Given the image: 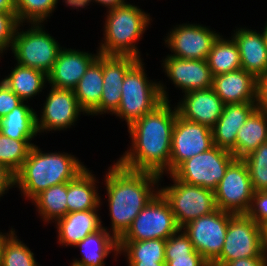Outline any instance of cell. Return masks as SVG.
I'll list each match as a JSON object with an SVG mask.
<instances>
[{"instance_id": "obj_47", "label": "cell", "mask_w": 267, "mask_h": 266, "mask_svg": "<svg viewBox=\"0 0 267 266\" xmlns=\"http://www.w3.org/2000/svg\"><path fill=\"white\" fill-rule=\"evenodd\" d=\"M10 231L8 232H1L0 230V262H1V256L3 253V247L5 242L7 241V239L15 232V228L13 229V227L11 226V229H9Z\"/></svg>"}, {"instance_id": "obj_33", "label": "cell", "mask_w": 267, "mask_h": 266, "mask_svg": "<svg viewBox=\"0 0 267 266\" xmlns=\"http://www.w3.org/2000/svg\"><path fill=\"white\" fill-rule=\"evenodd\" d=\"M165 244V239L118 241L119 255L125 256L127 263H165Z\"/></svg>"}, {"instance_id": "obj_29", "label": "cell", "mask_w": 267, "mask_h": 266, "mask_svg": "<svg viewBox=\"0 0 267 266\" xmlns=\"http://www.w3.org/2000/svg\"><path fill=\"white\" fill-rule=\"evenodd\" d=\"M23 101L4 117L0 118V133L16 140L33 141L38 135L36 111ZM33 139V140H32Z\"/></svg>"}, {"instance_id": "obj_46", "label": "cell", "mask_w": 267, "mask_h": 266, "mask_svg": "<svg viewBox=\"0 0 267 266\" xmlns=\"http://www.w3.org/2000/svg\"><path fill=\"white\" fill-rule=\"evenodd\" d=\"M0 12H16L14 0H0Z\"/></svg>"}, {"instance_id": "obj_34", "label": "cell", "mask_w": 267, "mask_h": 266, "mask_svg": "<svg viewBox=\"0 0 267 266\" xmlns=\"http://www.w3.org/2000/svg\"><path fill=\"white\" fill-rule=\"evenodd\" d=\"M20 24L46 23L57 8L59 0H14Z\"/></svg>"}, {"instance_id": "obj_9", "label": "cell", "mask_w": 267, "mask_h": 266, "mask_svg": "<svg viewBox=\"0 0 267 266\" xmlns=\"http://www.w3.org/2000/svg\"><path fill=\"white\" fill-rule=\"evenodd\" d=\"M235 159L231 151L214 146L185 160L171 174L184 183L214 191Z\"/></svg>"}, {"instance_id": "obj_26", "label": "cell", "mask_w": 267, "mask_h": 266, "mask_svg": "<svg viewBox=\"0 0 267 266\" xmlns=\"http://www.w3.org/2000/svg\"><path fill=\"white\" fill-rule=\"evenodd\" d=\"M103 90V54L89 65L74 89L80 108L90 116L100 105Z\"/></svg>"}, {"instance_id": "obj_1", "label": "cell", "mask_w": 267, "mask_h": 266, "mask_svg": "<svg viewBox=\"0 0 267 266\" xmlns=\"http://www.w3.org/2000/svg\"><path fill=\"white\" fill-rule=\"evenodd\" d=\"M163 101L128 127L131 145L117 163L131 171L170 174L171 142L177 117L176 106Z\"/></svg>"}, {"instance_id": "obj_48", "label": "cell", "mask_w": 267, "mask_h": 266, "mask_svg": "<svg viewBox=\"0 0 267 266\" xmlns=\"http://www.w3.org/2000/svg\"><path fill=\"white\" fill-rule=\"evenodd\" d=\"M264 251L267 254V223L262 226Z\"/></svg>"}, {"instance_id": "obj_25", "label": "cell", "mask_w": 267, "mask_h": 266, "mask_svg": "<svg viewBox=\"0 0 267 266\" xmlns=\"http://www.w3.org/2000/svg\"><path fill=\"white\" fill-rule=\"evenodd\" d=\"M97 181L96 175L86 167L73 180L67 182L68 213L101 208L103 200L98 193L97 183L100 182Z\"/></svg>"}, {"instance_id": "obj_21", "label": "cell", "mask_w": 267, "mask_h": 266, "mask_svg": "<svg viewBox=\"0 0 267 266\" xmlns=\"http://www.w3.org/2000/svg\"><path fill=\"white\" fill-rule=\"evenodd\" d=\"M258 79L243 69L213 76L215 93L224 104L257 102Z\"/></svg>"}, {"instance_id": "obj_38", "label": "cell", "mask_w": 267, "mask_h": 266, "mask_svg": "<svg viewBox=\"0 0 267 266\" xmlns=\"http://www.w3.org/2000/svg\"><path fill=\"white\" fill-rule=\"evenodd\" d=\"M19 22L16 12H0V55L11 50L14 34Z\"/></svg>"}, {"instance_id": "obj_31", "label": "cell", "mask_w": 267, "mask_h": 266, "mask_svg": "<svg viewBox=\"0 0 267 266\" xmlns=\"http://www.w3.org/2000/svg\"><path fill=\"white\" fill-rule=\"evenodd\" d=\"M31 203L36 208L43 223H54L68 213L67 182L57 184L36 195Z\"/></svg>"}, {"instance_id": "obj_41", "label": "cell", "mask_w": 267, "mask_h": 266, "mask_svg": "<svg viewBox=\"0 0 267 266\" xmlns=\"http://www.w3.org/2000/svg\"><path fill=\"white\" fill-rule=\"evenodd\" d=\"M15 187V173L7 166L0 163V199Z\"/></svg>"}, {"instance_id": "obj_49", "label": "cell", "mask_w": 267, "mask_h": 266, "mask_svg": "<svg viewBox=\"0 0 267 266\" xmlns=\"http://www.w3.org/2000/svg\"><path fill=\"white\" fill-rule=\"evenodd\" d=\"M128 266H165V263H155V264H141V263H127Z\"/></svg>"}, {"instance_id": "obj_18", "label": "cell", "mask_w": 267, "mask_h": 266, "mask_svg": "<svg viewBox=\"0 0 267 266\" xmlns=\"http://www.w3.org/2000/svg\"><path fill=\"white\" fill-rule=\"evenodd\" d=\"M96 51L92 54L89 51L62 47L51 71L47 74V85L74 90L89 65L100 54L98 49Z\"/></svg>"}, {"instance_id": "obj_7", "label": "cell", "mask_w": 267, "mask_h": 266, "mask_svg": "<svg viewBox=\"0 0 267 266\" xmlns=\"http://www.w3.org/2000/svg\"><path fill=\"white\" fill-rule=\"evenodd\" d=\"M173 184L161 186L160 193L169 202L177 225L182 228L190 221L217 210L214 191L184 183L168 174Z\"/></svg>"}, {"instance_id": "obj_22", "label": "cell", "mask_w": 267, "mask_h": 266, "mask_svg": "<svg viewBox=\"0 0 267 266\" xmlns=\"http://www.w3.org/2000/svg\"><path fill=\"white\" fill-rule=\"evenodd\" d=\"M101 209L77 211L67 213L64 217L59 218L54 224L57 229V243L65 247H73L86 236L102 227L98 211Z\"/></svg>"}, {"instance_id": "obj_5", "label": "cell", "mask_w": 267, "mask_h": 266, "mask_svg": "<svg viewBox=\"0 0 267 266\" xmlns=\"http://www.w3.org/2000/svg\"><path fill=\"white\" fill-rule=\"evenodd\" d=\"M144 59H140L127 73L121 88V101L113 113L127 128L163 101L169 100L167 86L162 81L149 80Z\"/></svg>"}, {"instance_id": "obj_19", "label": "cell", "mask_w": 267, "mask_h": 266, "mask_svg": "<svg viewBox=\"0 0 267 266\" xmlns=\"http://www.w3.org/2000/svg\"><path fill=\"white\" fill-rule=\"evenodd\" d=\"M175 106L180 117L212 128L222 115L224 103L214 89L209 88L183 94Z\"/></svg>"}, {"instance_id": "obj_16", "label": "cell", "mask_w": 267, "mask_h": 266, "mask_svg": "<svg viewBox=\"0 0 267 266\" xmlns=\"http://www.w3.org/2000/svg\"><path fill=\"white\" fill-rule=\"evenodd\" d=\"M161 62L168 81L171 80L174 87L181 89L182 94L213 86V75L207 60L183 59L167 54Z\"/></svg>"}, {"instance_id": "obj_36", "label": "cell", "mask_w": 267, "mask_h": 266, "mask_svg": "<svg viewBox=\"0 0 267 266\" xmlns=\"http://www.w3.org/2000/svg\"><path fill=\"white\" fill-rule=\"evenodd\" d=\"M16 233L15 231L4 244L0 266H40L29 246Z\"/></svg>"}, {"instance_id": "obj_32", "label": "cell", "mask_w": 267, "mask_h": 266, "mask_svg": "<svg viewBox=\"0 0 267 266\" xmlns=\"http://www.w3.org/2000/svg\"><path fill=\"white\" fill-rule=\"evenodd\" d=\"M206 60L213 76L241 69L238 45L232 36L220 34Z\"/></svg>"}, {"instance_id": "obj_6", "label": "cell", "mask_w": 267, "mask_h": 266, "mask_svg": "<svg viewBox=\"0 0 267 266\" xmlns=\"http://www.w3.org/2000/svg\"><path fill=\"white\" fill-rule=\"evenodd\" d=\"M25 25L30 27L24 30ZM44 29L43 23H19L14 34L11 53L18 64L48 74L63 46Z\"/></svg>"}, {"instance_id": "obj_39", "label": "cell", "mask_w": 267, "mask_h": 266, "mask_svg": "<svg viewBox=\"0 0 267 266\" xmlns=\"http://www.w3.org/2000/svg\"><path fill=\"white\" fill-rule=\"evenodd\" d=\"M246 215L261 227L267 223V191L254 192Z\"/></svg>"}, {"instance_id": "obj_14", "label": "cell", "mask_w": 267, "mask_h": 266, "mask_svg": "<svg viewBox=\"0 0 267 266\" xmlns=\"http://www.w3.org/2000/svg\"><path fill=\"white\" fill-rule=\"evenodd\" d=\"M43 103L40 117L36 114L38 135L49 131H66L76 125L81 114L86 113L80 108L74 90L55 88L52 86ZM41 133V134H40Z\"/></svg>"}, {"instance_id": "obj_13", "label": "cell", "mask_w": 267, "mask_h": 266, "mask_svg": "<svg viewBox=\"0 0 267 266\" xmlns=\"http://www.w3.org/2000/svg\"><path fill=\"white\" fill-rule=\"evenodd\" d=\"M164 39L171 54L183 59L206 60L220 32L197 23L173 25Z\"/></svg>"}, {"instance_id": "obj_37", "label": "cell", "mask_w": 267, "mask_h": 266, "mask_svg": "<svg viewBox=\"0 0 267 266\" xmlns=\"http://www.w3.org/2000/svg\"><path fill=\"white\" fill-rule=\"evenodd\" d=\"M254 192L267 191V142L243 158Z\"/></svg>"}, {"instance_id": "obj_12", "label": "cell", "mask_w": 267, "mask_h": 266, "mask_svg": "<svg viewBox=\"0 0 267 266\" xmlns=\"http://www.w3.org/2000/svg\"><path fill=\"white\" fill-rule=\"evenodd\" d=\"M254 190L248 167L243 159H235L214 190L217 209L233 214H246L250 208Z\"/></svg>"}, {"instance_id": "obj_24", "label": "cell", "mask_w": 267, "mask_h": 266, "mask_svg": "<svg viewBox=\"0 0 267 266\" xmlns=\"http://www.w3.org/2000/svg\"><path fill=\"white\" fill-rule=\"evenodd\" d=\"M73 247L79 248L82 255L79 259H72L71 263L77 266H105L104 260L109 254L112 253L115 261L119 257L118 239L103 228V224Z\"/></svg>"}, {"instance_id": "obj_11", "label": "cell", "mask_w": 267, "mask_h": 266, "mask_svg": "<svg viewBox=\"0 0 267 266\" xmlns=\"http://www.w3.org/2000/svg\"><path fill=\"white\" fill-rule=\"evenodd\" d=\"M235 214L217 209L182 227L194 249L210 264L221 254L229 220Z\"/></svg>"}, {"instance_id": "obj_23", "label": "cell", "mask_w": 267, "mask_h": 266, "mask_svg": "<svg viewBox=\"0 0 267 266\" xmlns=\"http://www.w3.org/2000/svg\"><path fill=\"white\" fill-rule=\"evenodd\" d=\"M256 108L257 102L224 104L222 115L212 127L214 146L231 151L239 128Z\"/></svg>"}, {"instance_id": "obj_28", "label": "cell", "mask_w": 267, "mask_h": 266, "mask_svg": "<svg viewBox=\"0 0 267 266\" xmlns=\"http://www.w3.org/2000/svg\"><path fill=\"white\" fill-rule=\"evenodd\" d=\"M2 81L22 100L32 99L47 88V74L41 70L25 67L18 63Z\"/></svg>"}, {"instance_id": "obj_42", "label": "cell", "mask_w": 267, "mask_h": 266, "mask_svg": "<svg viewBox=\"0 0 267 266\" xmlns=\"http://www.w3.org/2000/svg\"><path fill=\"white\" fill-rule=\"evenodd\" d=\"M257 108L267 113V73L258 78Z\"/></svg>"}, {"instance_id": "obj_4", "label": "cell", "mask_w": 267, "mask_h": 266, "mask_svg": "<svg viewBox=\"0 0 267 266\" xmlns=\"http://www.w3.org/2000/svg\"><path fill=\"white\" fill-rule=\"evenodd\" d=\"M104 17L103 39L97 47L99 53L143 59L137 44L152 23L150 13L125 2L107 10Z\"/></svg>"}, {"instance_id": "obj_50", "label": "cell", "mask_w": 267, "mask_h": 266, "mask_svg": "<svg viewBox=\"0 0 267 266\" xmlns=\"http://www.w3.org/2000/svg\"><path fill=\"white\" fill-rule=\"evenodd\" d=\"M267 20V19H266ZM265 26L264 28H261L262 31H263V35H264V38H265V42H266V45H267V21H265Z\"/></svg>"}, {"instance_id": "obj_10", "label": "cell", "mask_w": 267, "mask_h": 266, "mask_svg": "<svg viewBox=\"0 0 267 266\" xmlns=\"http://www.w3.org/2000/svg\"><path fill=\"white\" fill-rule=\"evenodd\" d=\"M179 229L169 202L159 192L135 217L118 241L167 240Z\"/></svg>"}, {"instance_id": "obj_44", "label": "cell", "mask_w": 267, "mask_h": 266, "mask_svg": "<svg viewBox=\"0 0 267 266\" xmlns=\"http://www.w3.org/2000/svg\"><path fill=\"white\" fill-rule=\"evenodd\" d=\"M92 0H63L62 2L65 3L66 7L68 6L70 9H77L79 11L82 9H86L88 8L87 6H89L91 4Z\"/></svg>"}, {"instance_id": "obj_27", "label": "cell", "mask_w": 267, "mask_h": 266, "mask_svg": "<svg viewBox=\"0 0 267 266\" xmlns=\"http://www.w3.org/2000/svg\"><path fill=\"white\" fill-rule=\"evenodd\" d=\"M264 142H267V113L256 108L239 128L231 153L236 159H243Z\"/></svg>"}, {"instance_id": "obj_2", "label": "cell", "mask_w": 267, "mask_h": 266, "mask_svg": "<svg viewBox=\"0 0 267 266\" xmlns=\"http://www.w3.org/2000/svg\"><path fill=\"white\" fill-rule=\"evenodd\" d=\"M105 172L103 177L111 226L103 228L119 239L141 210L160 192L159 183L163 180L156 173L125 169L115 160Z\"/></svg>"}, {"instance_id": "obj_45", "label": "cell", "mask_w": 267, "mask_h": 266, "mask_svg": "<svg viewBox=\"0 0 267 266\" xmlns=\"http://www.w3.org/2000/svg\"><path fill=\"white\" fill-rule=\"evenodd\" d=\"M93 3H98V5L100 6H104L107 8V10L109 9H113L114 7H117L119 5L124 4L125 2H127L126 0H92L91 1Z\"/></svg>"}, {"instance_id": "obj_40", "label": "cell", "mask_w": 267, "mask_h": 266, "mask_svg": "<svg viewBox=\"0 0 267 266\" xmlns=\"http://www.w3.org/2000/svg\"><path fill=\"white\" fill-rule=\"evenodd\" d=\"M23 101L0 80V118L7 115Z\"/></svg>"}, {"instance_id": "obj_17", "label": "cell", "mask_w": 267, "mask_h": 266, "mask_svg": "<svg viewBox=\"0 0 267 266\" xmlns=\"http://www.w3.org/2000/svg\"><path fill=\"white\" fill-rule=\"evenodd\" d=\"M139 61L132 56L103 54V90L99 107L90 115L113 113L121 101V88L126 73Z\"/></svg>"}, {"instance_id": "obj_20", "label": "cell", "mask_w": 267, "mask_h": 266, "mask_svg": "<svg viewBox=\"0 0 267 266\" xmlns=\"http://www.w3.org/2000/svg\"><path fill=\"white\" fill-rule=\"evenodd\" d=\"M235 28L231 35L238 45L241 69L258 79L267 73V45L263 31L252 30L246 26Z\"/></svg>"}, {"instance_id": "obj_30", "label": "cell", "mask_w": 267, "mask_h": 266, "mask_svg": "<svg viewBox=\"0 0 267 266\" xmlns=\"http://www.w3.org/2000/svg\"><path fill=\"white\" fill-rule=\"evenodd\" d=\"M165 266H210L193 247L188 235L180 228L165 244Z\"/></svg>"}, {"instance_id": "obj_43", "label": "cell", "mask_w": 267, "mask_h": 266, "mask_svg": "<svg viewBox=\"0 0 267 266\" xmlns=\"http://www.w3.org/2000/svg\"><path fill=\"white\" fill-rule=\"evenodd\" d=\"M224 266H267V257L241 258L227 262Z\"/></svg>"}, {"instance_id": "obj_35", "label": "cell", "mask_w": 267, "mask_h": 266, "mask_svg": "<svg viewBox=\"0 0 267 266\" xmlns=\"http://www.w3.org/2000/svg\"><path fill=\"white\" fill-rule=\"evenodd\" d=\"M33 145L30 140H16L0 133V163L16 174L27 159Z\"/></svg>"}, {"instance_id": "obj_3", "label": "cell", "mask_w": 267, "mask_h": 266, "mask_svg": "<svg viewBox=\"0 0 267 266\" xmlns=\"http://www.w3.org/2000/svg\"><path fill=\"white\" fill-rule=\"evenodd\" d=\"M67 152H44L34 144L20 170L15 174V187L24 200H32L51 186L73 180L87 166Z\"/></svg>"}, {"instance_id": "obj_8", "label": "cell", "mask_w": 267, "mask_h": 266, "mask_svg": "<svg viewBox=\"0 0 267 266\" xmlns=\"http://www.w3.org/2000/svg\"><path fill=\"white\" fill-rule=\"evenodd\" d=\"M251 257H267L262 227L246 214H236L229 220L221 254L210 266H224L227 262Z\"/></svg>"}, {"instance_id": "obj_15", "label": "cell", "mask_w": 267, "mask_h": 266, "mask_svg": "<svg viewBox=\"0 0 267 266\" xmlns=\"http://www.w3.org/2000/svg\"><path fill=\"white\" fill-rule=\"evenodd\" d=\"M214 147L212 128L177 114L172 132L170 174L185 160Z\"/></svg>"}]
</instances>
